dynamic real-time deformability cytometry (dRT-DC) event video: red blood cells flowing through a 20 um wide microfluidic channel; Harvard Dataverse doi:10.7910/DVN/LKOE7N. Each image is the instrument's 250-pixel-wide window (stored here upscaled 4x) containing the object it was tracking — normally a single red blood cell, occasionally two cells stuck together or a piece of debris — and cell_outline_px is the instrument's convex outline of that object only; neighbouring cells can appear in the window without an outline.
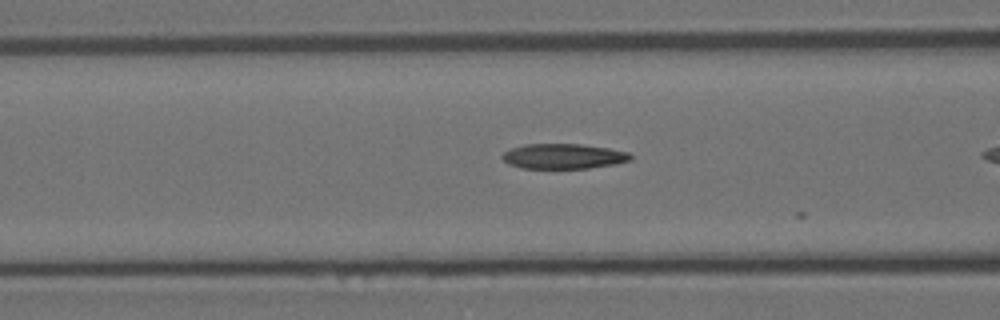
{"species": "Egyptian fruit bat (a non-hibernating species)", "species_latin": "Rousettus aegyptiacus", "temperature_condition": "room temperature", "stored_images_in_passage": 5, "camera_frame_rate_fps": 3000, "um_per_image_px": 0.085, "animal": {"sex": "female"}, "frame": {"image": 1, "passage_image": 4, "time_ms": 1.0, "image_size_px": [1000, 320], "cell_outline_px": [[632, 160], [616, 164], [588, 168], [520, 168], [508, 164], [500, 156], [504, 152], [512, 148], [524, 144], [580, 144], [608, 148], [628, 152], [632, 156]], "centroid_in_image_um": [47.89, 13.28], "position_along_channel_um": 118.7, "area_um2": 18.79}}